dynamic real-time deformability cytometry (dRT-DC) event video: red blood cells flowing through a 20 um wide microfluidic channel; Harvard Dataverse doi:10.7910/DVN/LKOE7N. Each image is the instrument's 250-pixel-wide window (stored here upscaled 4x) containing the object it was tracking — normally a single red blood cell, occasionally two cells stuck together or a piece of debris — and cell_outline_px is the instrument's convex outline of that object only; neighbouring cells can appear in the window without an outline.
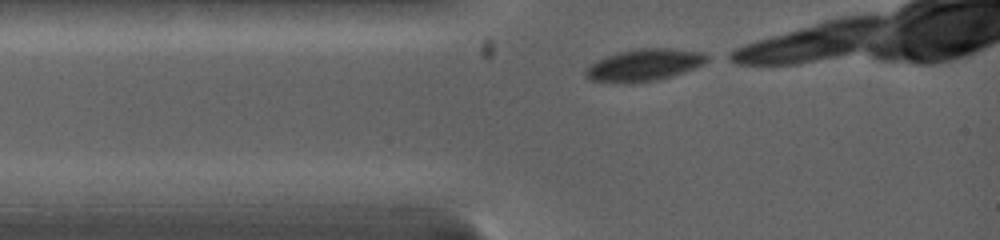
{"species": "common noctule bat (a hibernating species)", "species_latin": "Nyctalus noctula", "temperature_condition": "warm", "stored_images_in_passage": 7, "camera_frame_rate_fps": 5000, "um_per_image_px": 0.085, "animal": {"sex": "female", "body_mass_g": 19.0, "forearm_length_mm": 53.3}, "frame": {"image": 1, "passage_image": 1, "time_ms": 0.0, "image_size_px": [1000, 240], "cell_outline_px": [[712, 60], [704, 64], [672, 76], [656, 80], [632, 84], [624, 84], [588, 80], [584, 76], [584, 72], [588, 64], [604, 56], [616, 52], [640, 48], [668, 48], [704, 52], [712, 56]], "centroid_in_image_um": [54.73, 5.53], "position_along_channel_um": 30.3, "area_um2": 23.35}}
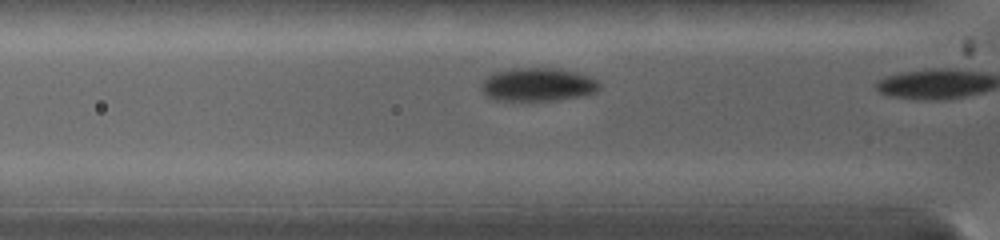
{"frame": {"image": 2, "passage_image": 6, "time_ms": 1.4, "image_size_px": [1000, 240], "cell_outline_px": [[600, 88], [596, 92], [584, 96], [560, 100], [492, 100], [480, 88], [484, 80], [488, 76], [496, 72], [508, 68], [560, 68], [576, 72], [588, 76], [596, 80], [600, 84]], "centroid_in_image_um": [45.74, 7.19], "position_along_channel_um": 80.1, "area_um2": 23.06}}